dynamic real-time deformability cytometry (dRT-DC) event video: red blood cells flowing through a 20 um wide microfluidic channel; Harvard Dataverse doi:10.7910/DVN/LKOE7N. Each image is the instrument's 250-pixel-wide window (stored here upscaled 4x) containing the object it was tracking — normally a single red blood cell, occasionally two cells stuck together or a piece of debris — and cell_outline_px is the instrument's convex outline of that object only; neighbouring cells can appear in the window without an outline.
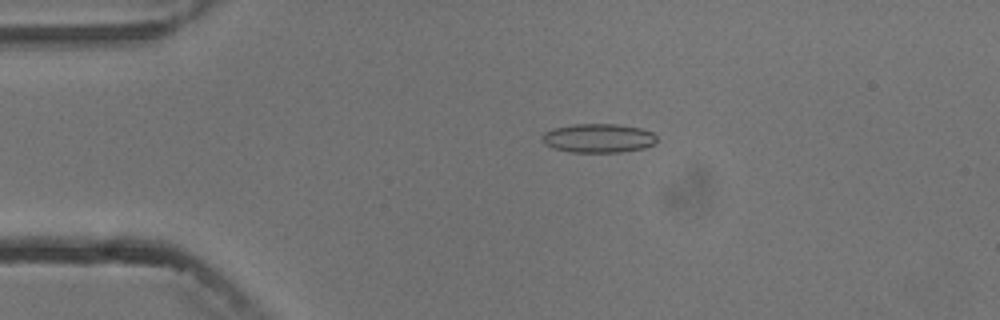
{"species": "common noctule bat (a hibernating species)", "species_latin": "Nyctalus noctula", "temperature_condition": "cold", "stored_images_in_passage": 4, "camera_frame_rate_fps": 3000, "um_per_image_px": 0.085, "animal": {"sex": "male", "body_mass_g": 13.3}, "frame": {"image": 1, "passage_image": 2, "time_ms": 1.0, "image_size_px": [1000, 320], "cell_outline_px": [[656, 140], [652, 144], [644, 148], [620, 152], [572, 152], [552, 148], [544, 144], [544, 132], [552, 128], [572, 124], [616, 124], [640, 128], [652, 132], [656, 136]], "centroid_in_image_um": [50.84, 11.74], "position_along_channel_um": 34.2, "area_um2": 19.25}}